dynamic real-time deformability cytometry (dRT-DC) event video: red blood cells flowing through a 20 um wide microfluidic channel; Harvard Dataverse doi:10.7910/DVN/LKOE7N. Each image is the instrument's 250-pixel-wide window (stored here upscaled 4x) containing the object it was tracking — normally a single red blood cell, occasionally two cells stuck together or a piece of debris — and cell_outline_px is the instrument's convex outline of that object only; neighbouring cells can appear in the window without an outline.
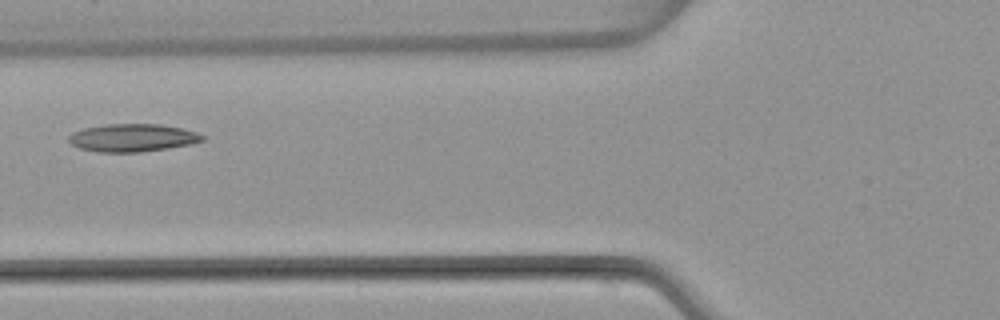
{"species": "common noctule bat (a hibernating species)", "species_latin": "Nyctalus noctula", "temperature_condition": "warm", "stored_images_in_passage": 5, "camera_frame_rate_fps": 3000, "um_per_image_px": 0.085, "animal": {"sex": "female", "body_mass_g": 22.7, "forearm_length_mm": 54.2}, "frame": {"image": 1, "passage_image": 4, "time_ms": 3.667, "image_size_px": [1000, 320], "cell_outline_px": [[204, 140], [192, 144], [168, 148], [140, 152], [96, 152], [80, 148], [72, 144], [68, 140], [68, 136], [72, 132], [84, 128], [104, 124], [160, 124], [180, 128], [196, 132], [204, 136]], "centroid_in_image_um": [11.24, 11.71], "position_along_channel_um": 114.6, "area_um2": 21.68}}
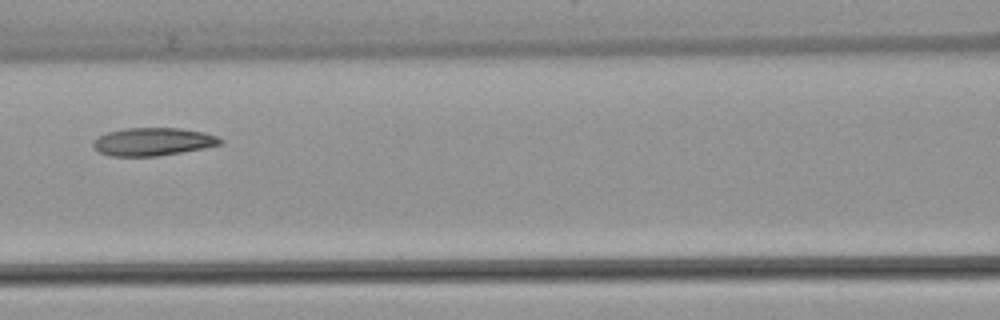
{"frame": {"image": 2, "passage_image": 5, "time_ms": 4.667, "image_size_px": [1000, 320], "cell_outline_px": [[224, 140], [220, 144], [204, 148], [156, 156], [108, 156], [100, 152], [92, 144], [100, 136], [108, 132], [124, 128], [180, 128], [204, 132], [216, 136]], "centroid_in_image_um": [13.02, 12.04], "position_along_channel_um": 153.6, "area_um2": 20.46}}